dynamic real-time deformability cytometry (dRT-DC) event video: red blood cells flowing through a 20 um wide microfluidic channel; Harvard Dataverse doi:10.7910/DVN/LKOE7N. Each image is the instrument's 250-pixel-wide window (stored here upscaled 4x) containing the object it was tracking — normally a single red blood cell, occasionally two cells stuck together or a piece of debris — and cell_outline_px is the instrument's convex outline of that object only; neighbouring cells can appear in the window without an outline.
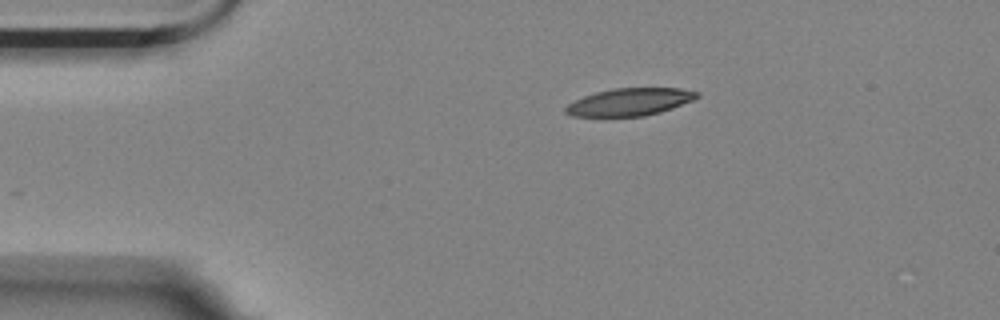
{"species": "Egyptian fruit bat (a non-hibernating species)", "species_latin": "Rousettus aegyptiacus", "temperature_condition": "room temperature", "stored_images_in_passage": 35, "camera_frame_rate_fps": 3000, "um_per_image_px": 0.085, "animal": {"sex": "female"}, "frame": {"image": 1, "passage_image": 1, "time_ms": 0.0, "image_size_px": [1000, 320], "cell_outline_px": [[700, 96], [692, 100], [672, 108], [660, 112], [644, 116], [572, 116], [564, 112], [564, 108], [568, 104], [584, 96], [596, 92], [616, 88], [680, 88], [700, 92]], "centroid_in_image_um": [53.54, 8.66], "position_along_channel_um": 31.5, "area_um2": 20.87}}
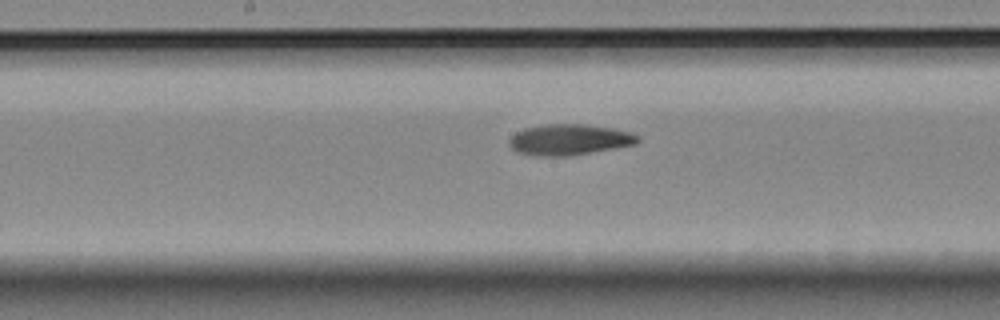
{"frame": {"image": 2, "passage_image": 19, "time_ms": 6.0, "image_size_px": [1000, 320], "cell_outline_px": [[640, 140], [636, 144], [616, 148], [564, 156], [532, 156], [516, 152], [508, 144], [508, 140], [516, 132], [524, 128], [548, 124], [584, 124], [612, 128], [632, 132], [640, 136]], "centroid_in_image_um": [48.38, 11.87], "position_along_channel_um": 199.8, "area_um2": 23.24}}
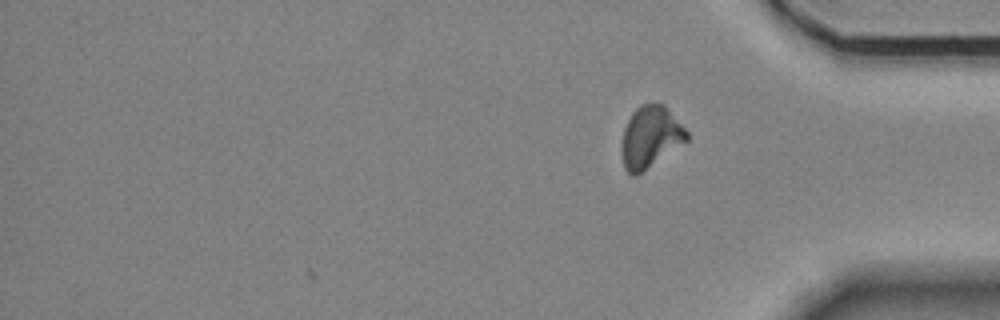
{"frame": {"image": 3, "passage_image": 35, "time_ms": 11.333, "image_size_px": [1000, 320], "cell_outline_px": [[688, 140], [636, 176], [632, 176], [624, 168], [620, 152], [620, 148], [624, 128], [632, 112], [640, 104], [664, 104], [688, 132]], "centroid_in_image_um": [55.25, 11.66], "position_along_channel_um": 380.0, "area_um2": 23.35}, "authors_computed_cell_mechanics": {"area_um2": 22.831, "velocity_mm_per_s": 3.5305, "shape_relaxation_time_tau1_ms": 5.2436, "shape_relaxation_time_tau2_ms": 7.8083, "deformation_change_tau1": 0.1757, "deformation_change_tau2": 0.1494}}